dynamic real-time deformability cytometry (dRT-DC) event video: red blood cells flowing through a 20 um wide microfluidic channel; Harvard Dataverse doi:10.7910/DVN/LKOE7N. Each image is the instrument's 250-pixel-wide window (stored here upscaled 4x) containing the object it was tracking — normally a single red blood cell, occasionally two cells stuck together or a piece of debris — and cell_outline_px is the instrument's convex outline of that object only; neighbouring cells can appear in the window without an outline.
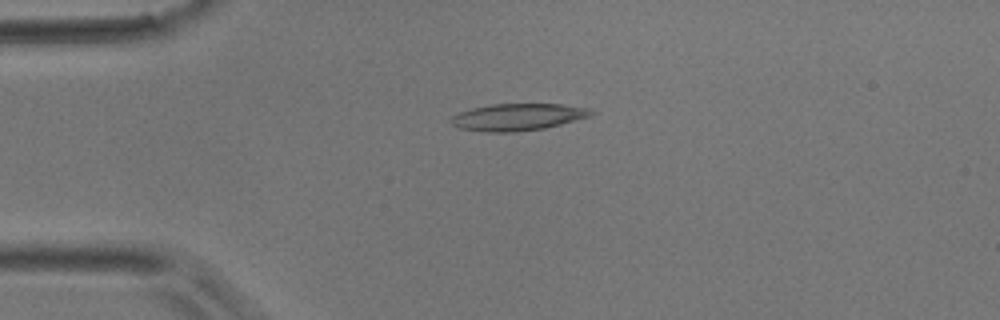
{"species": "common noctule bat (a hibernating species)", "species_latin": "Nyctalus noctula", "temperature_condition": "room temperature", "stored_images_in_passage": 2, "camera_frame_rate_fps": 3000, "um_per_image_px": 0.085, "animal": {"sex": "male", "body_mass_g": 17.9}, "frame": {"image": 1, "passage_image": 1, "time_ms": 0.0, "image_size_px": [1000, 320], "cell_outline_px": [[596, 112], [592, 116], [544, 128], [516, 132], [488, 132], [460, 128], [452, 124], [448, 120], [452, 116], [460, 112], [472, 108], [492, 104], [560, 104], [588, 108]], "centroid_in_image_um": [44.02, 9.94], "position_along_channel_um": 41.0, "area_um2": 21.96}}
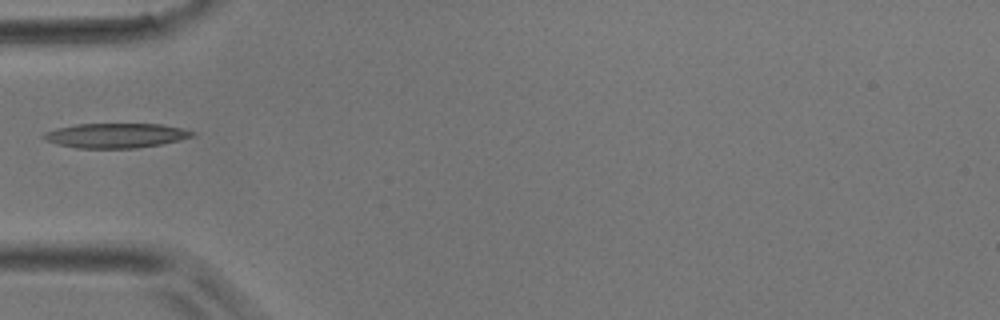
{"frame": {"image": 2, "passage_image": 2, "time_ms": 0.333, "image_size_px": [1000, 320], "cell_outline_px": [[196, 136], [180, 140], [160, 144], [136, 148], [76, 148], [56, 144], [44, 140], [40, 136], [44, 132], [56, 128], [76, 124], [160, 124], [180, 128], [196, 132]], "centroid_in_image_um": [9.8, 11.52], "position_along_channel_um": 75.2, "area_um2": 21.5}}